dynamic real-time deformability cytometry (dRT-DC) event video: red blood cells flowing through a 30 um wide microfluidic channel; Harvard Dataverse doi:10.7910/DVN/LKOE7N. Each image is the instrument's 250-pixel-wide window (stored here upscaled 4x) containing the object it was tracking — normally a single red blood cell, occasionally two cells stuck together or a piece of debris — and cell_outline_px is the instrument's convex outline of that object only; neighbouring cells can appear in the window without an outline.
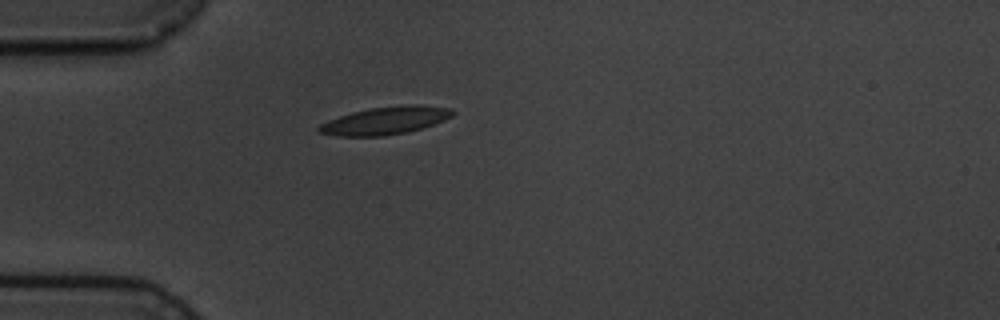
{"species": "common noctule bat (a hibernating species)", "species_latin": "Nyctalus noctula", "temperature_condition": "cold", "stored_images_in_passage": 2, "camera_frame_rate_fps": 3000, "um_per_image_px": 0.085, "animal": {"sex": "male", "body_mass_g": 19.5, "forearm_length_mm": 54.6}, "frame": {"image": 1, "passage_image": 2, "time_ms": 1.333, "image_size_px": [1000, 320], "cell_outline_px": [[456, 112], [452, 116], [444, 120], [408, 132], [384, 136], [336, 136], [320, 132], [316, 128], [320, 124], [328, 120], [352, 112], [372, 108], [400, 104], [420, 104], [452, 108]], "centroid_in_image_um": [32.78, 10.23], "position_along_channel_um": 52.2, "area_um2": 21.68}}